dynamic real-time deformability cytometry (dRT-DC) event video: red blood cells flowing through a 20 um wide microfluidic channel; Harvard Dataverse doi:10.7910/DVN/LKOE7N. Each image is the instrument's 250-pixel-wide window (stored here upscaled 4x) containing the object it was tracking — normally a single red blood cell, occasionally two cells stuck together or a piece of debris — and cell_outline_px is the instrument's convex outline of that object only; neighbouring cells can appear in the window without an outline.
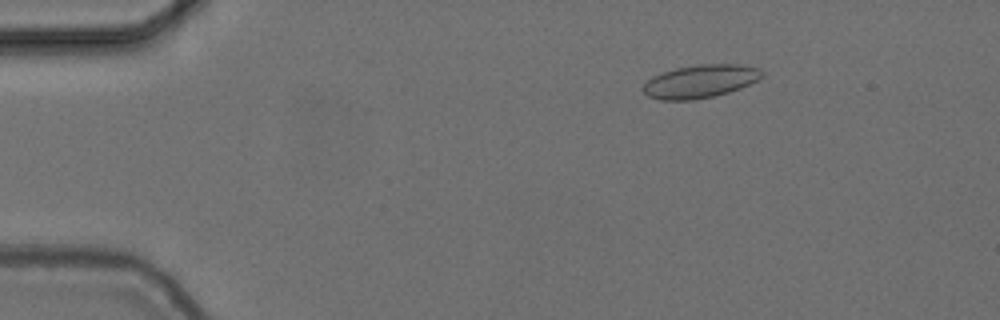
{"species": "common noctule bat (a hibernating species)", "species_latin": "Nyctalus noctula", "temperature_condition": "cold", "stored_images_in_passage": 56, "camera_frame_rate_fps": 3000, "um_per_image_px": 0.085, "animal": {"sex": "female", "body_mass_g": 24.6, "forearm_length_mm": 56.2}, "frame": {"image": 1, "passage_image": 9, "time_ms": 2.667, "image_size_px": [1000, 320], "cell_outline_px": [[764, 76], [740, 88], [728, 92], [712, 96], [692, 100], [660, 100], [648, 96], [644, 92], [644, 84], [652, 76], [676, 68], [700, 64], [740, 64], [760, 68], [764, 72]], "centroid_in_image_um": [59.54, 6.9], "position_along_channel_um": 25.5, "area_um2": 22.77}}
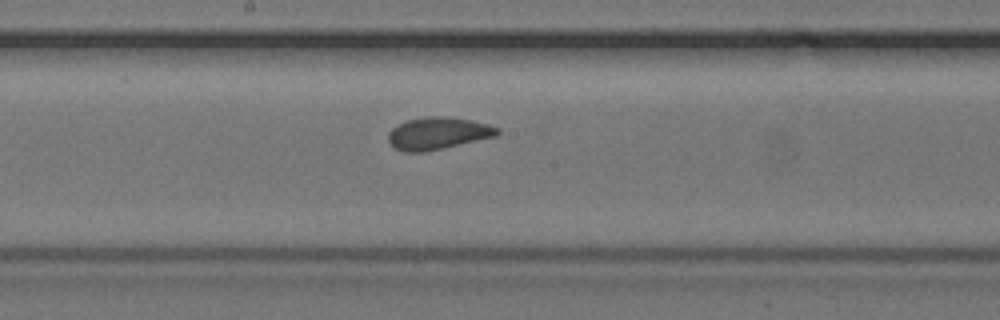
{"frame": {"image": 2, "passage_image": 30, "time_ms": 9.667, "image_size_px": [1000, 320], "cell_outline_px": [[500, 132], [496, 136], [444, 148], [424, 152], [404, 152], [396, 148], [388, 140], [388, 132], [396, 124], [404, 120], [428, 116], [448, 116], [472, 120], [488, 124], [500, 128]], "centroid_in_image_um": [37.22, 11.32], "position_along_channel_um": 211.0, "area_um2": 20.69}}
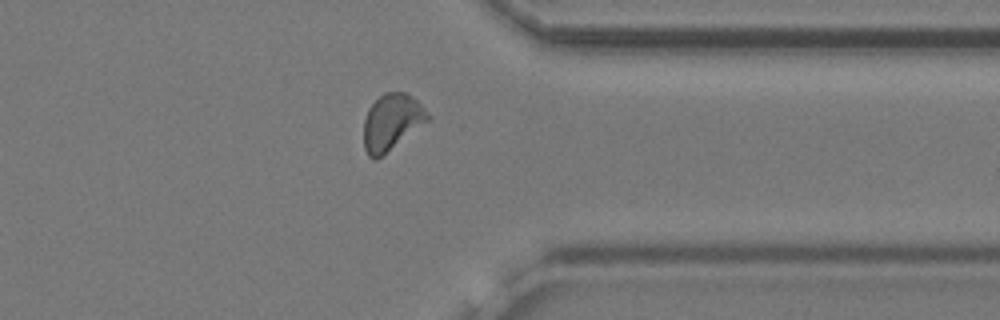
{"frame": {"image": 3, "passage_image": 44, "time_ms": 14.333, "image_size_px": [1000, 320], "cell_outline_px": [[432, 116], [428, 120], [376, 160], [372, 160], [368, 156], [364, 148], [364, 120], [368, 108], [384, 92], [404, 92], [416, 100]], "centroid_in_image_um": [33.27, 10.38], "position_along_channel_um": 378.1, "area_um2": 20.63}, "authors_computed_cell_mechanics": {"area_um2": 20.6924, "velocity_mm_per_s": 3.703, "shape_relaxation_time_tau1_ms": 8.3117, "shape_relaxation_time_tau2_ms": 1.1594, "deformation_change_tau1": 0.164, "deformation_change_tau2": 0.0584}}